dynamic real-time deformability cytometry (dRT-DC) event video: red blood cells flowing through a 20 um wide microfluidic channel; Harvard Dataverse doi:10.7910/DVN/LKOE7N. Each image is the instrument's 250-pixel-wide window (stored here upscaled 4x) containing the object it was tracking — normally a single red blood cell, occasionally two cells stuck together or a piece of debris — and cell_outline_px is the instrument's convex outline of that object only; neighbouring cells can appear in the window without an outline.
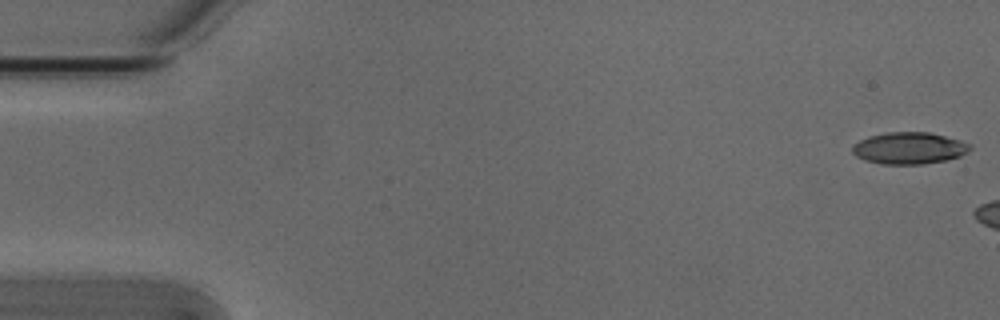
{"species": "Egyptian fruit bat (a non-hibernating species)", "species_latin": "Rousettus aegyptiacus", "temperature_condition": "cold", "stored_images_in_passage": 3, "camera_frame_rate_fps": 3000, "um_per_image_px": 0.085, "animal": {"sex": "male"}, "frame": {"image": 1, "passage_image": 1, "time_ms": 0.0, "image_size_px": [1000, 320], "cell_outline_px": [[972, 148], [968, 152], [960, 156], [944, 160], [924, 164], [880, 164], [864, 160], [856, 156], [852, 152], [852, 144], [868, 136], [888, 132], [928, 132], [960, 140], [972, 144]], "centroid_in_image_um": [77.26, 12.59], "position_along_channel_um": 7.7, "area_um2": 21.91}}